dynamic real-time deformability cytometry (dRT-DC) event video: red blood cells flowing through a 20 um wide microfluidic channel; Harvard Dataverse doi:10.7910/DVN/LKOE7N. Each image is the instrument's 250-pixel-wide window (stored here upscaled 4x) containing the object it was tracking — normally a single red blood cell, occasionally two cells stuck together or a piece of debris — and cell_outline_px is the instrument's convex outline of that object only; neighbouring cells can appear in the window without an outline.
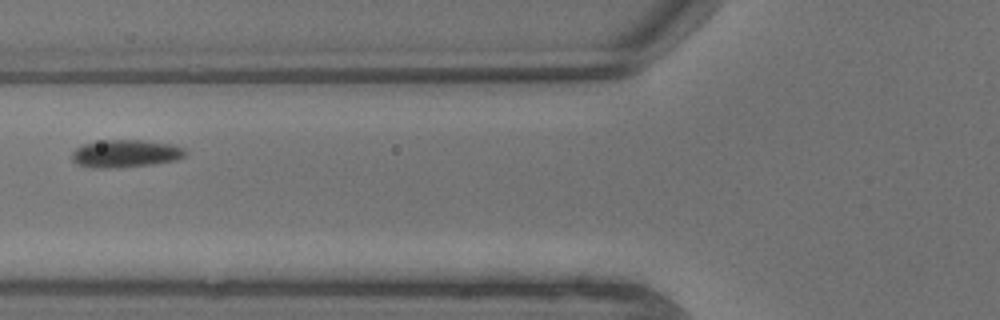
{"species": "common noctule bat (a hibernating species)", "species_latin": "Nyctalus noctula", "temperature_condition": "warm", "stored_images_in_passage": 19, "camera_frame_rate_fps": 3000, "um_per_image_px": 0.085, "animal": {"sex": "male", "body_mass_g": 13.3}, "frame": {"image": 1, "passage_image": 6, "time_ms": 1.667, "image_size_px": [1000, 320], "cell_outline_px": [[188, 152], [184, 156], [176, 160], [152, 164], [120, 168], [92, 168], [76, 164], [72, 160], [72, 152], [76, 148], [84, 144], [104, 140], [140, 140], [172, 144], [184, 148]], "centroid_in_image_um": [10.66, 13.06], "position_along_channel_um": 115.1, "area_um2": 18.38}}